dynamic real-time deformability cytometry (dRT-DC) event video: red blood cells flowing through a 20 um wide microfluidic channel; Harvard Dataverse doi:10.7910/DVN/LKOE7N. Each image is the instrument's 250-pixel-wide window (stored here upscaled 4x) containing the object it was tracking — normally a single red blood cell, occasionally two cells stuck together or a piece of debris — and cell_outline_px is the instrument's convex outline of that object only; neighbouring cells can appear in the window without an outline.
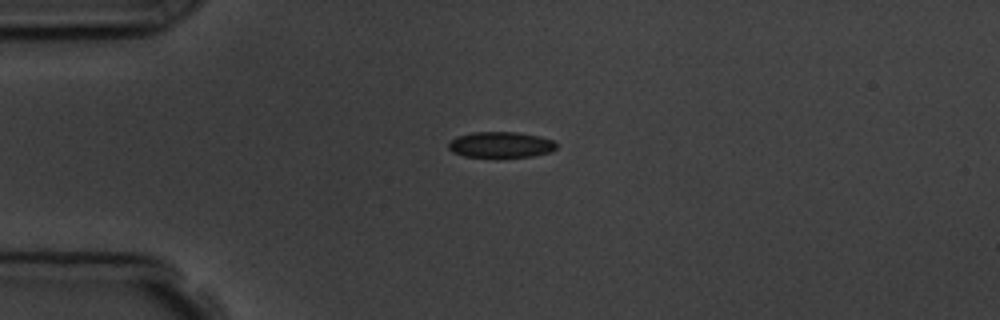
{"species": "common noctule bat (a hibernating species)", "species_latin": "Nyctalus noctula", "temperature_condition": "room temperature", "stored_images_in_passage": 5, "camera_frame_rate_fps": 3000, "um_per_image_px": 0.085, "animal": {"sex": "male", "body_mass_g": 19.5, "forearm_length_mm": 54.6}, "frame": {"image": 1, "passage_image": 1, "time_ms": 0.0, "image_size_px": [1000, 320], "cell_outline_px": [[556, 148], [552, 152], [532, 156], [464, 156], [452, 152], [448, 148], [448, 144], [456, 136], [472, 132], [516, 132], [540, 136], [552, 140], [556, 144]], "centroid_in_image_um": [42.56, 12.28], "position_along_channel_um": 42.4, "area_um2": 16.07}}
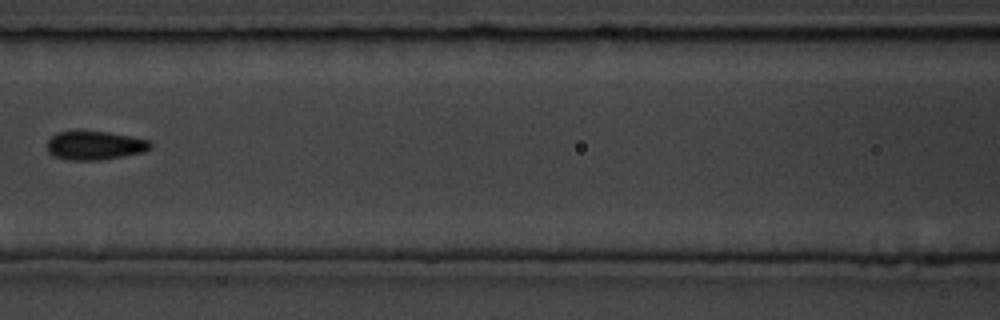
{"frame": {"image": 2, "passage_image": 4, "time_ms": 3.667, "image_size_px": [1000, 320], "cell_outline_px": [[152, 148], [144, 152], [100, 160], [68, 160], [56, 156], [48, 152], [48, 140], [56, 132], [108, 132], [148, 140], [152, 144]], "centroid_in_image_um": [8.08, 12.37], "position_along_channel_um": 158.5, "area_um2": 16.99}}